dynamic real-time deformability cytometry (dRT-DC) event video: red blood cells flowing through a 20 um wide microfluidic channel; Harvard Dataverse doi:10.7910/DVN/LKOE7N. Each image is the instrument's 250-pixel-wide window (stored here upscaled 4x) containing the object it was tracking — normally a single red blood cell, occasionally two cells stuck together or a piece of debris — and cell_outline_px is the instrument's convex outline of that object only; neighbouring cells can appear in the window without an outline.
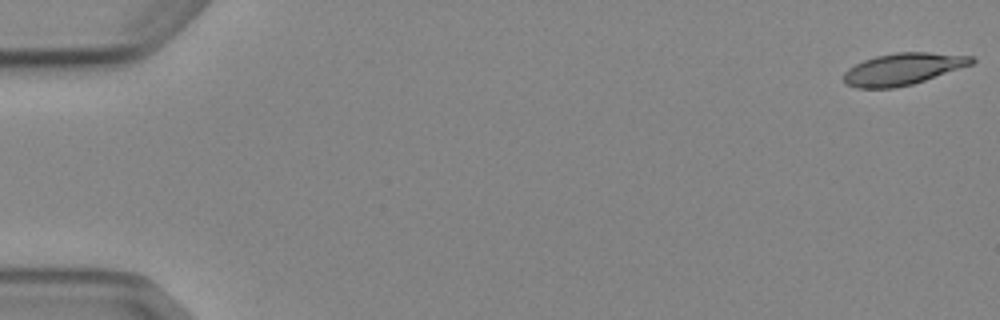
{"species": "Egyptian fruit bat (a non-hibernating species)", "species_latin": "Rousettus aegyptiacus", "temperature_condition": "cold", "stored_images_in_passage": 5, "camera_frame_rate_fps": 3000, "um_per_image_px": 0.085, "animal": {"sex": "female"}, "frame": {"image": 1, "passage_image": 1, "time_ms": 0.0, "image_size_px": [1000, 320], "cell_outline_px": [[976, 60], [972, 64], [912, 84], [892, 88], [856, 88], [844, 84], [844, 72], [848, 68], [864, 60], [876, 56], [896, 52], [928, 52], [972, 56]], "centroid_in_image_um": [76.71, 5.86], "position_along_channel_um": 8.3, "area_um2": 23.52}}
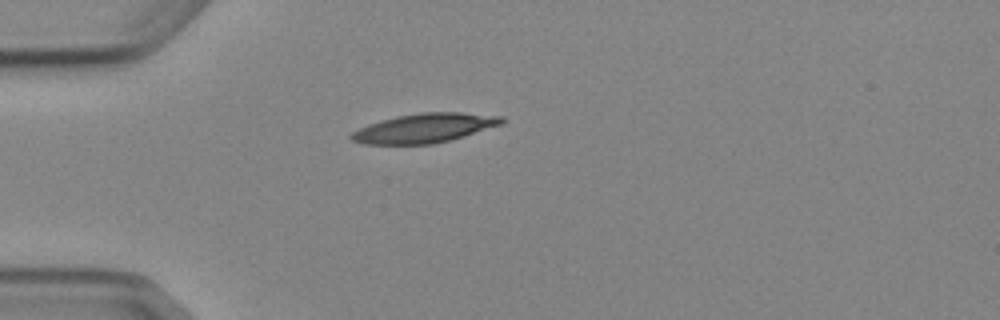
{"frame": {"image": 2, "passage_image": 5, "time_ms": 4.667, "image_size_px": [1000, 320], "cell_outline_px": [[504, 120], [500, 124], [464, 136], [432, 144], [364, 144], [352, 140], [348, 136], [352, 132], [368, 124], [380, 120], [396, 116], [420, 112], [460, 112], [504, 116]], "centroid_in_image_um": [36.04, 10.88], "position_along_channel_um": 49.0, "area_um2": 25.49}}